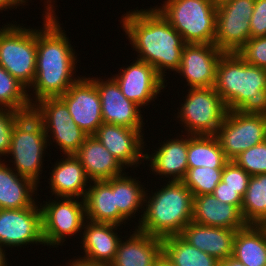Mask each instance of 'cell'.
Wrapping results in <instances>:
<instances>
[{
	"mask_svg": "<svg viewBox=\"0 0 266 266\" xmlns=\"http://www.w3.org/2000/svg\"><path fill=\"white\" fill-rule=\"evenodd\" d=\"M121 22L130 44L139 53L137 60L150 64L164 80L167 69H179L186 43L156 7L126 12Z\"/></svg>",
	"mask_w": 266,
	"mask_h": 266,
	"instance_id": "6da1fadb",
	"label": "cell"
},
{
	"mask_svg": "<svg viewBox=\"0 0 266 266\" xmlns=\"http://www.w3.org/2000/svg\"><path fill=\"white\" fill-rule=\"evenodd\" d=\"M57 18L43 16L44 26L36 30V75L29 87L35 90L33 105L62 96L80 78H74L77 56Z\"/></svg>",
	"mask_w": 266,
	"mask_h": 266,
	"instance_id": "7a4b0ae2",
	"label": "cell"
},
{
	"mask_svg": "<svg viewBox=\"0 0 266 266\" xmlns=\"http://www.w3.org/2000/svg\"><path fill=\"white\" fill-rule=\"evenodd\" d=\"M214 88L228 110L266 115V69L249 65L237 52L219 58Z\"/></svg>",
	"mask_w": 266,
	"mask_h": 266,
	"instance_id": "3957f363",
	"label": "cell"
},
{
	"mask_svg": "<svg viewBox=\"0 0 266 266\" xmlns=\"http://www.w3.org/2000/svg\"><path fill=\"white\" fill-rule=\"evenodd\" d=\"M151 196L145 193L146 208L136 228L140 232L164 239L179 235L192 221L194 196L182 181L169 179Z\"/></svg>",
	"mask_w": 266,
	"mask_h": 266,
	"instance_id": "277c9868",
	"label": "cell"
},
{
	"mask_svg": "<svg viewBox=\"0 0 266 266\" xmlns=\"http://www.w3.org/2000/svg\"><path fill=\"white\" fill-rule=\"evenodd\" d=\"M156 8L186 44H214L217 5L213 0H166Z\"/></svg>",
	"mask_w": 266,
	"mask_h": 266,
	"instance_id": "5b68a950",
	"label": "cell"
},
{
	"mask_svg": "<svg viewBox=\"0 0 266 266\" xmlns=\"http://www.w3.org/2000/svg\"><path fill=\"white\" fill-rule=\"evenodd\" d=\"M47 143L50 142L40 120L32 112L23 114L14 125L8 152L14 159L12 169L38 185Z\"/></svg>",
	"mask_w": 266,
	"mask_h": 266,
	"instance_id": "8992f818",
	"label": "cell"
},
{
	"mask_svg": "<svg viewBox=\"0 0 266 266\" xmlns=\"http://www.w3.org/2000/svg\"><path fill=\"white\" fill-rule=\"evenodd\" d=\"M36 59V29L17 24L0 28V66L27 89L36 75Z\"/></svg>",
	"mask_w": 266,
	"mask_h": 266,
	"instance_id": "52a82bcc",
	"label": "cell"
},
{
	"mask_svg": "<svg viewBox=\"0 0 266 266\" xmlns=\"http://www.w3.org/2000/svg\"><path fill=\"white\" fill-rule=\"evenodd\" d=\"M188 91L177 116L184 124L185 134L215 135L228 112L225 103L214 87L189 88Z\"/></svg>",
	"mask_w": 266,
	"mask_h": 266,
	"instance_id": "ba28073f",
	"label": "cell"
},
{
	"mask_svg": "<svg viewBox=\"0 0 266 266\" xmlns=\"http://www.w3.org/2000/svg\"><path fill=\"white\" fill-rule=\"evenodd\" d=\"M32 113L42 123L46 137L52 134V140L64 155H74L88 136L72 120L68 107L59 97L38 101L32 106Z\"/></svg>",
	"mask_w": 266,
	"mask_h": 266,
	"instance_id": "9c48e42d",
	"label": "cell"
},
{
	"mask_svg": "<svg viewBox=\"0 0 266 266\" xmlns=\"http://www.w3.org/2000/svg\"><path fill=\"white\" fill-rule=\"evenodd\" d=\"M228 160L266 141V115L228 110L215 134Z\"/></svg>",
	"mask_w": 266,
	"mask_h": 266,
	"instance_id": "30bf717a",
	"label": "cell"
},
{
	"mask_svg": "<svg viewBox=\"0 0 266 266\" xmlns=\"http://www.w3.org/2000/svg\"><path fill=\"white\" fill-rule=\"evenodd\" d=\"M40 207L44 246L62 245L65 238L81 232L87 220L84 200L62 197L46 201Z\"/></svg>",
	"mask_w": 266,
	"mask_h": 266,
	"instance_id": "8fae6325",
	"label": "cell"
},
{
	"mask_svg": "<svg viewBox=\"0 0 266 266\" xmlns=\"http://www.w3.org/2000/svg\"><path fill=\"white\" fill-rule=\"evenodd\" d=\"M255 0H228L217 5L214 44L224 53L237 52L250 38Z\"/></svg>",
	"mask_w": 266,
	"mask_h": 266,
	"instance_id": "7c38bea8",
	"label": "cell"
},
{
	"mask_svg": "<svg viewBox=\"0 0 266 266\" xmlns=\"http://www.w3.org/2000/svg\"><path fill=\"white\" fill-rule=\"evenodd\" d=\"M31 243L44 244L41 207L35 202L31 207L0 209V245L18 248Z\"/></svg>",
	"mask_w": 266,
	"mask_h": 266,
	"instance_id": "4fadbf2b",
	"label": "cell"
},
{
	"mask_svg": "<svg viewBox=\"0 0 266 266\" xmlns=\"http://www.w3.org/2000/svg\"><path fill=\"white\" fill-rule=\"evenodd\" d=\"M68 107L72 120L88 136L103 124L101 99L97 87L88 78H79L59 97Z\"/></svg>",
	"mask_w": 266,
	"mask_h": 266,
	"instance_id": "5bb4252c",
	"label": "cell"
},
{
	"mask_svg": "<svg viewBox=\"0 0 266 266\" xmlns=\"http://www.w3.org/2000/svg\"><path fill=\"white\" fill-rule=\"evenodd\" d=\"M223 53L215 44H185L176 72L186 79L190 88L214 87L216 66Z\"/></svg>",
	"mask_w": 266,
	"mask_h": 266,
	"instance_id": "9a60e30c",
	"label": "cell"
},
{
	"mask_svg": "<svg viewBox=\"0 0 266 266\" xmlns=\"http://www.w3.org/2000/svg\"><path fill=\"white\" fill-rule=\"evenodd\" d=\"M97 87L101 99L103 123L124 126L143 131V116L141 108L128 100L116 82L111 77L104 81L98 78H89ZM142 116V117H141Z\"/></svg>",
	"mask_w": 266,
	"mask_h": 266,
	"instance_id": "2e32d148",
	"label": "cell"
},
{
	"mask_svg": "<svg viewBox=\"0 0 266 266\" xmlns=\"http://www.w3.org/2000/svg\"><path fill=\"white\" fill-rule=\"evenodd\" d=\"M122 94L138 106L149 105L165 88L166 82L150 64L136 60L127 68L113 76Z\"/></svg>",
	"mask_w": 266,
	"mask_h": 266,
	"instance_id": "e0dca14e",
	"label": "cell"
},
{
	"mask_svg": "<svg viewBox=\"0 0 266 266\" xmlns=\"http://www.w3.org/2000/svg\"><path fill=\"white\" fill-rule=\"evenodd\" d=\"M142 134V131L137 129L103 123L94 136L123 166L132 168L145 160L142 149L146 145Z\"/></svg>",
	"mask_w": 266,
	"mask_h": 266,
	"instance_id": "ac0fdd59",
	"label": "cell"
},
{
	"mask_svg": "<svg viewBox=\"0 0 266 266\" xmlns=\"http://www.w3.org/2000/svg\"><path fill=\"white\" fill-rule=\"evenodd\" d=\"M236 232L237 230L205 226L191 221L179 235L193 247L222 261L233 256Z\"/></svg>",
	"mask_w": 266,
	"mask_h": 266,
	"instance_id": "d6986e66",
	"label": "cell"
},
{
	"mask_svg": "<svg viewBox=\"0 0 266 266\" xmlns=\"http://www.w3.org/2000/svg\"><path fill=\"white\" fill-rule=\"evenodd\" d=\"M88 222V223H87ZM87 223V224H86ZM86 224V225H85ZM81 244L85 252L82 259L102 266H109L116 255L121 240L115 224L97 223L89 220L84 223Z\"/></svg>",
	"mask_w": 266,
	"mask_h": 266,
	"instance_id": "ffe728a7",
	"label": "cell"
},
{
	"mask_svg": "<svg viewBox=\"0 0 266 266\" xmlns=\"http://www.w3.org/2000/svg\"><path fill=\"white\" fill-rule=\"evenodd\" d=\"M128 240H120L109 266H155L163 254L162 239L135 229Z\"/></svg>",
	"mask_w": 266,
	"mask_h": 266,
	"instance_id": "44dd1931",
	"label": "cell"
},
{
	"mask_svg": "<svg viewBox=\"0 0 266 266\" xmlns=\"http://www.w3.org/2000/svg\"><path fill=\"white\" fill-rule=\"evenodd\" d=\"M192 222L230 230H240L247 225L235 205L223 203L213 194L194 196Z\"/></svg>",
	"mask_w": 266,
	"mask_h": 266,
	"instance_id": "7402d4cb",
	"label": "cell"
},
{
	"mask_svg": "<svg viewBox=\"0 0 266 266\" xmlns=\"http://www.w3.org/2000/svg\"><path fill=\"white\" fill-rule=\"evenodd\" d=\"M90 181L107 180L122 175L124 167L94 136H87L74 154Z\"/></svg>",
	"mask_w": 266,
	"mask_h": 266,
	"instance_id": "603a6c76",
	"label": "cell"
},
{
	"mask_svg": "<svg viewBox=\"0 0 266 266\" xmlns=\"http://www.w3.org/2000/svg\"><path fill=\"white\" fill-rule=\"evenodd\" d=\"M65 159L56 162L50 172V190L55 198H81L84 200L87 192V177L85 169L75 155H65ZM89 180V182H88ZM86 187V188H85ZM57 195V196H56Z\"/></svg>",
	"mask_w": 266,
	"mask_h": 266,
	"instance_id": "cb8c5ba5",
	"label": "cell"
},
{
	"mask_svg": "<svg viewBox=\"0 0 266 266\" xmlns=\"http://www.w3.org/2000/svg\"><path fill=\"white\" fill-rule=\"evenodd\" d=\"M91 183L84 198L86 219L118 226L125 223L127 219L118 211L111 179L95 180Z\"/></svg>",
	"mask_w": 266,
	"mask_h": 266,
	"instance_id": "d4e9b609",
	"label": "cell"
},
{
	"mask_svg": "<svg viewBox=\"0 0 266 266\" xmlns=\"http://www.w3.org/2000/svg\"><path fill=\"white\" fill-rule=\"evenodd\" d=\"M170 139L163 142L155 153L151 155L145 153V159L150 161L149 166L154 173L164 175L170 178L171 181H182L188 169L187 163V148H188V134L184 138ZM170 176V177H169Z\"/></svg>",
	"mask_w": 266,
	"mask_h": 266,
	"instance_id": "484cf974",
	"label": "cell"
},
{
	"mask_svg": "<svg viewBox=\"0 0 266 266\" xmlns=\"http://www.w3.org/2000/svg\"><path fill=\"white\" fill-rule=\"evenodd\" d=\"M38 185L20 176L0 160V209H21L35 203L33 195Z\"/></svg>",
	"mask_w": 266,
	"mask_h": 266,
	"instance_id": "4316f807",
	"label": "cell"
},
{
	"mask_svg": "<svg viewBox=\"0 0 266 266\" xmlns=\"http://www.w3.org/2000/svg\"><path fill=\"white\" fill-rule=\"evenodd\" d=\"M233 257L246 266H266V225L247 224L237 230Z\"/></svg>",
	"mask_w": 266,
	"mask_h": 266,
	"instance_id": "83f0119b",
	"label": "cell"
},
{
	"mask_svg": "<svg viewBox=\"0 0 266 266\" xmlns=\"http://www.w3.org/2000/svg\"><path fill=\"white\" fill-rule=\"evenodd\" d=\"M228 161L215 135H188V168H224Z\"/></svg>",
	"mask_w": 266,
	"mask_h": 266,
	"instance_id": "f1b7e54d",
	"label": "cell"
},
{
	"mask_svg": "<svg viewBox=\"0 0 266 266\" xmlns=\"http://www.w3.org/2000/svg\"><path fill=\"white\" fill-rule=\"evenodd\" d=\"M163 254L174 266H219L220 261L193 247L180 235L162 239Z\"/></svg>",
	"mask_w": 266,
	"mask_h": 266,
	"instance_id": "f546056e",
	"label": "cell"
},
{
	"mask_svg": "<svg viewBox=\"0 0 266 266\" xmlns=\"http://www.w3.org/2000/svg\"><path fill=\"white\" fill-rule=\"evenodd\" d=\"M139 182V180L136 181V178L124 173L111 178V188L115 191L118 211L128 220V217L132 218L138 209L144 205L147 190Z\"/></svg>",
	"mask_w": 266,
	"mask_h": 266,
	"instance_id": "4dcf8cb0",
	"label": "cell"
},
{
	"mask_svg": "<svg viewBox=\"0 0 266 266\" xmlns=\"http://www.w3.org/2000/svg\"><path fill=\"white\" fill-rule=\"evenodd\" d=\"M241 214L247 224L266 225V173L250 177Z\"/></svg>",
	"mask_w": 266,
	"mask_h": 266,
	"instance_id": "1f68e13d",
	"label": "cell"
},
{
	"mask_svg": "<svg viewBox=\"0 0 266 266\" xmlns=\"http://www.w3.org/2000/svg\"><path fill=\"white\" fill-rule=\"evenodd\" d=\"M28 92L22 83L0 66V108L24 114L32 112L33 99Z\"/></svg>",
	"mask_w": 266,
	"mask_h": 266,
	"instance_id": "d6a6232c",
	"label": "cell"
},
{
	"mask_svg": "<svg viewBox=\"0 0 266 266\" xmlns=\"http://www.w3.org/2000/svg\"><path fill=\"white\" fill-rule=\"evenodd\" d=\"M223 168H188L182 182L193 196L212 194L221 181Z\"/></svg>",
	"mask_w": 266,
	"mask_h": 266,
	"instance_id": "836d02e7",
	"label": "cell"
},
{
	"mask_svg": "<svg viewBox=\"0 0 266 266\" xmlns=\"http://www.w3.org/2000/svg\"><path fill=\"white\" fill-rule=\"evenodd\" d=\"M234 161L250 176L266 173V141L243 151Z\"/></svg>",
	"mask_w": 266,
	"mask_h": 266,
	"instance_id": "e575fe53",
	"label": "cell"
},
{
	"mask_svg": "<svg viewBox=\"0 0 266 266\" xmlns=\"http://www.w3.org/2000/svg\"><path fill=\"white\" fill-rule=\"evenodd\" d=\"M237 54L249 65L266 69V36L250 38Z\"/></svg>",
	"mask_w": 266,
	"mask_h": 266,
	"instance_id": "d590c367",
	"label": "cell"
},
{
	"mask_svg": "<svg viewBox=\"0 0 266 266\" xmlns=\"http://www.w3.org/2000/svg\"><path fill=\"white\" fill-rule=\"evenodd\" d=\"M250 177L234 160H229L223 168L221 180L226 183V187L237 190L244 197Z\"/></svg>",
	"mask_w": 266,
	"mask_h": 266,
	"instance_id": "8d00e7d4",
	"label": "cell"
},
{
	"mask_svg": "<svg viewBox=\"0 0 266 266\" xmlns=\"http://www.w3.org/2000/svg\"><path fill=\"white\" fill-rule=\"evenodd\" d=\"M24 113L11 110L8 108H0V156H8L10 149L13 128L16 121ZM2 160V159H0Z\"/></svg>",
	"mask_w": 266,
	"mask_h": 266,
	"instance_id": "74e56055",
	"label": "cell"
},
{
	"mask_svg": "<svg viewBox=\"0 0 266 266\" xmlns=\"http://www.w3.org/2000/svg\"><path fill=\"white\" fill-rule=\"evenodd\" d=\"M250 33L251 38L266 36V0H255Z\"/></svg>",
	"mask_w": 266,
	"mask_h": 266,
	"instance_id": "f35d334b",
	"label": "cell"
},
{
	"mask_svg": "<svg viewBox=\"0 0 266 266\" xmlns=\"http://www.w3.org/2000/svg\"><path fill=\"white\" fill-rule=\"evenodd\" d=\"M212 194L219 201L235 205L241 211L243 197L237 190L226 187V183L222 180L218 183Z\"/></svg>",
	"mask_w": 266,
	"mask_h": 266,
	"instance_id": "ab89813d",
	"label": "cell"
},
{
	"mask_svg": "<svg viewBox=\"0 0 266 266\" xmlns=\"http://www.w3.org/2000/svg\"><path fill=\"white\" fill-rule=\"evenodd\" d=\"M22 5V3L19 0H0V11L7 10V9H13L15 6Z\"/></svg>",
	"mask_w": 266,
	"mask_h": 266,
	"instance_id": "60d3db41",
	"label": "cell"
},
{
	"mask_svg": "<svg viewBox=\"0 0 266 266\" xmlns=\"http://www.w3.org/2000/svg\"><path fill=\"white\" fill-rule=\"evenodd\" d=\"M74 261H70V263L66 266H102V265H98V264H95L93 262H89V261H86L84 259H82L81 257L77 258V259H73Z\"/></svg>",
	"mask_w": 266,
	"mask_h": 266,
	"instance_id": "b9f144b4",
	"label": "cell"
},
{
	"mask_svg": "<svg viewBox=\"0 0 266 266\" xmlns=\"http://www.w3.org/2000/svg\"><path fill=\"white\" fill-rule=\"evenodd\" d=\"M219 266H246V265L241 263L235 257L230 256L227 259L220 261V265Z\"/></svg>",
	"mask_w": 266,
	"mask_h": 266,
	"instance_id": "7bdbcfd3",
	"label": "cell"
},
{
	"mask_svg": "<svg viewBox=\"0 0 266 266\" xmlns=\"http://www.w3.org/2000/svg\"><path fill=\"white\" fill-rule=\"evenodd\" d=\"M23 5H26V4H24V3H26V0H19ZM52 0H46V1H44V2H47V4H46V8L45 9H47V10H45V13L43 14V15H45V16H57V15H55V11H54V5H51L50 3H52L51 2ZM49 2V3H48Z\"/></svg>",
	"mask_w": 266,
	"mask_h": 266,
	"instance_id": "ee69618b",
	"label": "cell"
},
{
	"mask_svg": "<svg viewBox=\"0 0 266 266\" xmlns=\"http://www.w3.org/2000/svg\"><path fill=\"white\" fill-rule=\"evenodd\" d=\"M155 266H174V265L164 254H162L161 257L157 260Z\"/></svg>",
	"mask_w": 266,
	"mask_h": 266,
	"instance_id": "f6af8a7d",
	"label": "cell"
},
{
	"mask_svg": "<svg viewBox=\"0 0 266 266\" xmlns=\"http://www.w3.org/2000/svg\"><path fill=\"white\" fill-rule=\"evenodd\" d=\"M3 246L0 245V266H7V260L5 257V250L2 248Z\"/></svg>",
	"mask_w": 266,
	"mask_h": 266,
	"instance_id": "bcb514c9",
	"label": "cell"
},
{
	"mask_svg": "<svg viewBox=\"0 0 266 266\" xmlns=\"http://www.w3.org/2000/svg\"><path fill=\"white\" fill-rule=\"evenodd\" d=\"M216 5H220L223 2H226L228 0H213Z\"/></svg>",
	"mask_w": 266,
	"mask_h": 266,
	"instance_id": "7dc6e473",
	"label": "cell"
}]
</instances>
